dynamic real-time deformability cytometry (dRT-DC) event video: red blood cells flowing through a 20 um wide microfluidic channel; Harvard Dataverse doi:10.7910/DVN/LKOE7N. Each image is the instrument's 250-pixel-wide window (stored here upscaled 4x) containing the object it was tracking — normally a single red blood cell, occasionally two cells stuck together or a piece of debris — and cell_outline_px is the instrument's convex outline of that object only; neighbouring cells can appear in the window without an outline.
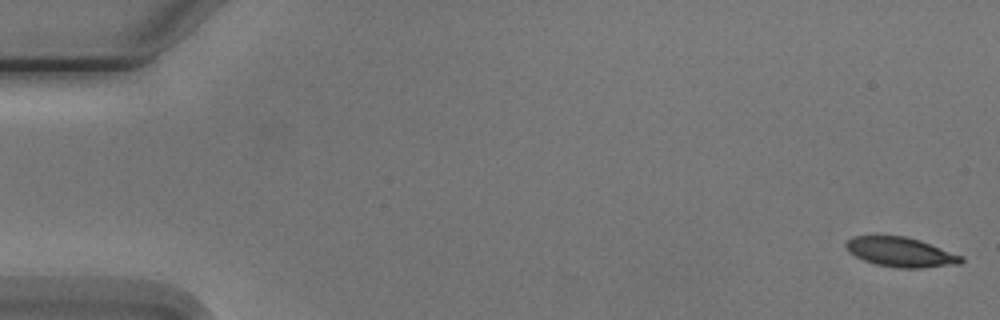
{"species": "Egyptian fruit bat (a non-hibernating species)", "species_latin": "Rousettus aegyptiacus", "temperature_condition": "cold", "stored_images_in_passage": 6, "camera_frame_rate_fps": 3000, "um_per_image_px": 0.085, "animal": {"sex": "male"}, "frame": {"image": 1, "passage_image": 1, "time_ms": 0.0, "image_size_px": [1000, 320], "cell_outline_px": [[964, 260], [960, 264], [920, 268], [900, 268], [876, 264], [864, 260], [848, 252], [844, 244], [852, 236], [904, 236], [920, 240], [964, 256]], "centroid_in_image_um": [76.58, 21.43], "position_along_channel_um": 8.4, "area_um2": 19.88}}